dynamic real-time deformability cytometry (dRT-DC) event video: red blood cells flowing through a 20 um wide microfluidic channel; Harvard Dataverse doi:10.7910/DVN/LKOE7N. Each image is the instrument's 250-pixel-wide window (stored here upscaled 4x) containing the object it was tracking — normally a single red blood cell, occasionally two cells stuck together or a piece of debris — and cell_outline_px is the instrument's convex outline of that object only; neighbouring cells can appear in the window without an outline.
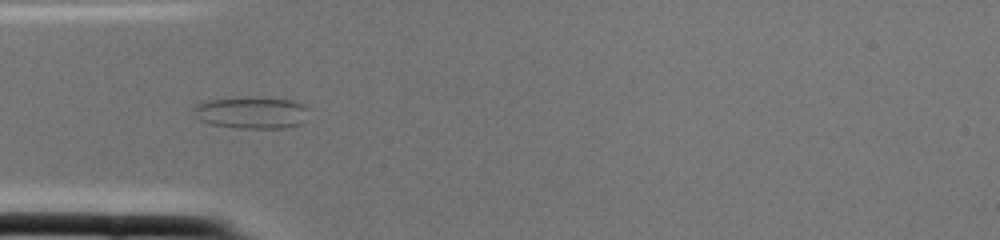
{"species": "common noctule bat (a hibernating species)", "species_latin": "Nyctalus noctula", "temperature_condition": "cold", "stored_images_in_passage": 2, "camera_frame_rate_fps": 3000, "um_per_image_px": 0.085, "animal": {"sex": "female", "body_mass_g": 22.0, "forearm_length_mm": 56.7}, "frame": {"image": 1, "passage_image": 2, "time_ms": 0.333, "image_size_px": [1000, 240], "cell_outline_px": [[304, 108], [300, 124], [284, 128], [236, 128], [212, 124], [200, 120], [196, 116], [192, 108], [196, 104], [204, 100], [292, 100], [300, 104]], "centroid_in_image_um": [21.26, 9.63], "position_along_channel_um": 63.7, "area_um2": 19.88}}